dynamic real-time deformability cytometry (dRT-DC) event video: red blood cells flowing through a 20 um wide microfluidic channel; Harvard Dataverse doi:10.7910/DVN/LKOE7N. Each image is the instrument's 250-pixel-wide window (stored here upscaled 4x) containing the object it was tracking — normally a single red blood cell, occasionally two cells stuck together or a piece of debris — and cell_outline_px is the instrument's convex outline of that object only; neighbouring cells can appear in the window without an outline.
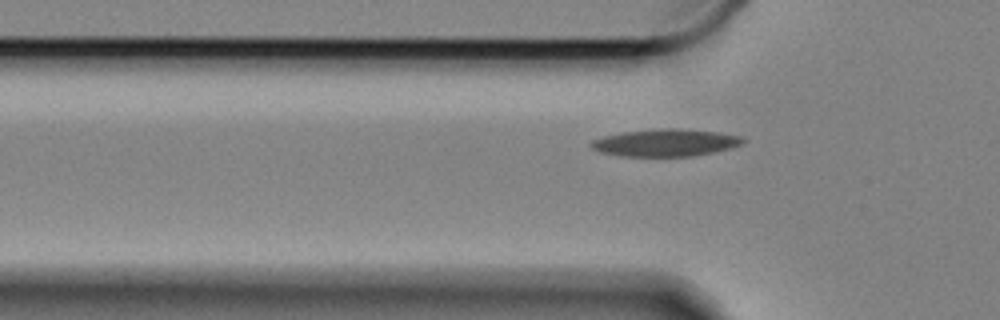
{"species": "Egyptian fruit bat (a non-hibernating species)", "species_latin": "Rousettus aegyptiacus", "temperature_condition": "cold", "stored_images_in_passage": 41, "camera_frame_rate_fps": 3000, "um_per_image_px": 0.085, "animal": {"sex": "female"}, "frame": {"image": 1, "passage_image": 6, "time_ms": 1.667, "image_size_px": [1000, 320], "cell_outline_px": [[744, 140], [740, 144], [732, 148], [692, 156], [624, 156], [600, 152], [592, 148], [588, 144], [592, 140], [604, 136], [624, 132], [660, 128], [680, 128], [720, 132], [744, 136]], "centroid_in_image_um": [56.58, 12.12], "position_along_channel_um": 69.2, "area_um2": 24.16}}
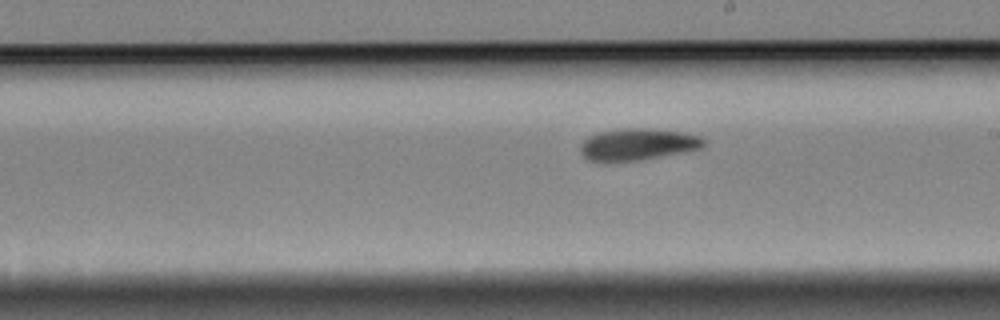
{"frame": {"image": 2, "passage_image": 21, "time_ms": 6.667, "image_size_px": [1000, 320], "cell_outline_px": [[704, 148], [636, 160], [588, 160], [580, 152], [580, 148], [584, 140], [588, 136], [600, 132], [620, 128], [648, 128], [684, 132], [700, 136], [704, 140]], "centroid_in_image_um": [54.23, 12.24], "position_along_channel_um": 234.8, "area_um2": 22.43}}
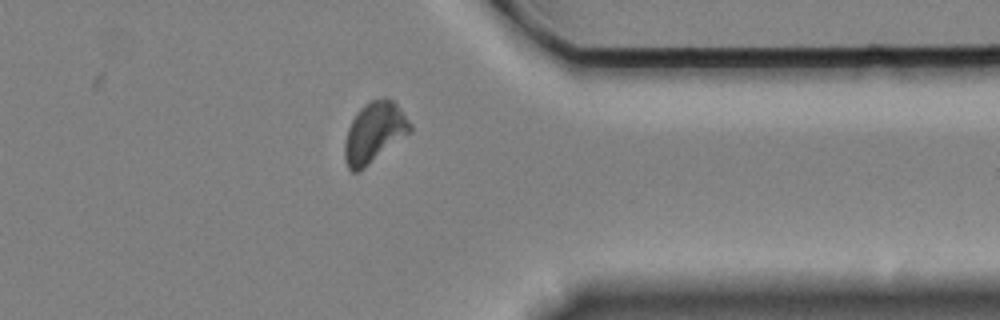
{"frame": {"image": 3, "passage_image": 35, "time_ms": 11.333, "image_size_px": [1000, 320], "cell_outline_px": [[412, 132], [356, 172], [352, 172], [348, 168], [344, 156], [344, 140], [348, 128], [356, 112], [364, 104], [372, 100], [384, 96], [392, 100], [396, 104], [412, 124]], "centroid_in_image_um": [31.81, 11.22], "position_along_channel_um": 379.6, "area_um2": 22.83}}